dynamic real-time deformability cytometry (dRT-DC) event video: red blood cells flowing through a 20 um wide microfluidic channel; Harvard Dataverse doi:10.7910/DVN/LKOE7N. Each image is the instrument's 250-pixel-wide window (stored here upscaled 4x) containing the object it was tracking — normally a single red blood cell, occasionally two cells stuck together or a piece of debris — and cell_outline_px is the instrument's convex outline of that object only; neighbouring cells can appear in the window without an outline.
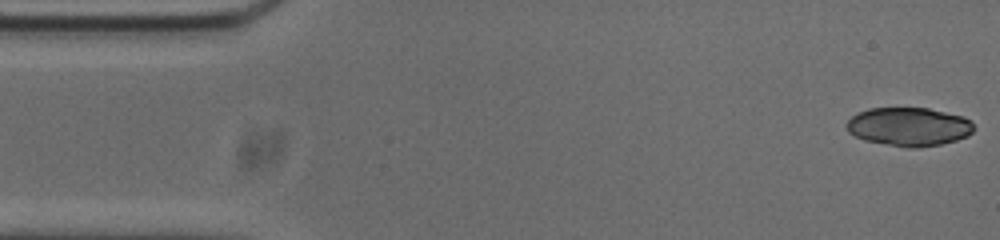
{"species": "common noctule bat (a hibernating species)", "species_latin": "Nyctalus noctula", "temperature_condition": "cold", "stored_images_in_passage": 52, "camera_frame_rate_fps": 3000, "um_per_image_px": 0.085, "animal": {"sex": "male", "body_mass_g": 20.0, "forearm_length_mm": 53.3}, "frame": {"image": 1, "passage_image": 1, "time_ms": 0.0, "image_size_px": [1000, 240], "cell_outline_px": [[976, 128], [968, 136], [956, 140], [940, 144], [916, 148], [908, 148], [864, 140], [848, 132], [848, 120], [852, 116], [868, 108], [928, 108], [964, 116], [972, 120]], "centroid_in_image_um": [77.31, 10.77], "position_along_channel_um": 7.7, "area_um2": 28.67}}